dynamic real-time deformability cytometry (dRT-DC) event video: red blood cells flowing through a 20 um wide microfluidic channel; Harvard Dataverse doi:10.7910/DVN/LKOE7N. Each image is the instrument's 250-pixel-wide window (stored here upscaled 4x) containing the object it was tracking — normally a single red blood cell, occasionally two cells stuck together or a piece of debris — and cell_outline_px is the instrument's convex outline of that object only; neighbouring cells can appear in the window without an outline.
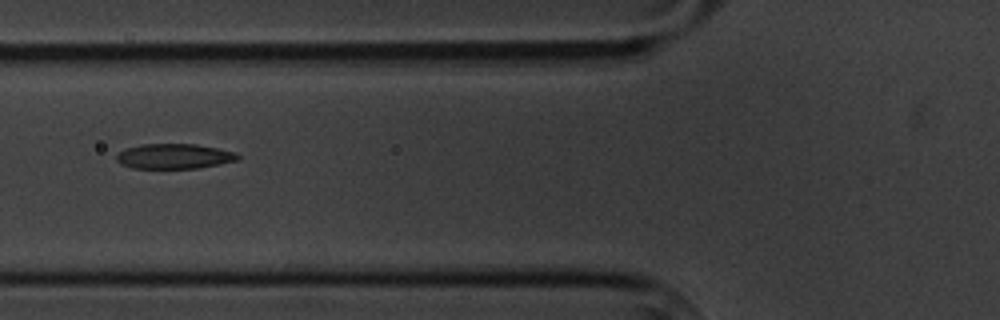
{"species": "common noctule bat (a hibernating species)", "species_latin": "Nyctalus noctula", "temperature_condition": "cold", "stored_images_in_passage": 5, "camera_frame_rate_fps": 3000, "um_per_image_px": 0.085, "animal": {"sex": "male", "body_mass_g": 20.1, "forearm_length_mm": 53.5}, "frame": {"image": 1, "passage_image": 3, "time_ms": 2.667, "image_size_px": [1000, 320], "cell_outline_px": [[240, 156], [236, 160], [200, 168], [132, 168], [120, 164], [116, 160], [116, 156], [120, 152], [128, 148], [140, 144], [196, 144], [236, 152]], "centroid_in_image_um": [14.79, 13.28], "position_along_channel_um": 111.0, "area_um2": 17.57}}
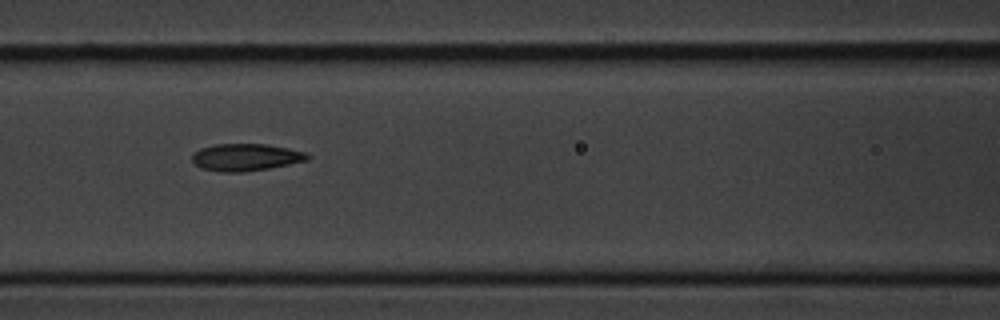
{"frame": {"image": 2, "passage_image": 4, "time_ms": 3.667, "image_size_px": [1000, 320], "cell_outline_px": [[312, 156], [308, 160], [268, 168], [244, 172], [220, 172], [200, 168], [192, 160], [192, 152], [200, 148], [216, 144], [268, 144], [288, 148], [304, 152]], "centroid_in_image_um": [20.86, 13.36], "position_along_channel_um": 145.7, "area_um2": 18.32}}
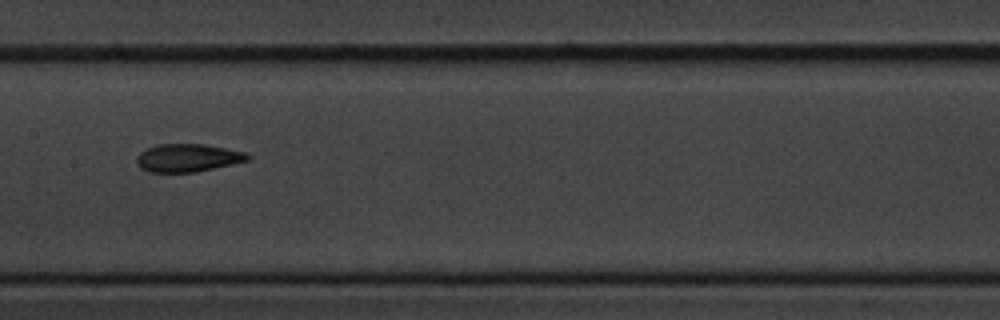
{"frame": {"image": 3, "passage_image": 5, "time_ms": 5.0, "image_size_px": [1000, 320], "cell_outline_px": [[252, 156], [248, 160], [232, 164], [196, 172], [148, 172], [140, 168], [136, 164], [136, 156], [140, 152], [156, 144], [204, 144], [244, 152]], "centroid_in_image_um": [15.91, 13.42], "position_along_channel_um": 191.5, "area_um2": 18.09}}